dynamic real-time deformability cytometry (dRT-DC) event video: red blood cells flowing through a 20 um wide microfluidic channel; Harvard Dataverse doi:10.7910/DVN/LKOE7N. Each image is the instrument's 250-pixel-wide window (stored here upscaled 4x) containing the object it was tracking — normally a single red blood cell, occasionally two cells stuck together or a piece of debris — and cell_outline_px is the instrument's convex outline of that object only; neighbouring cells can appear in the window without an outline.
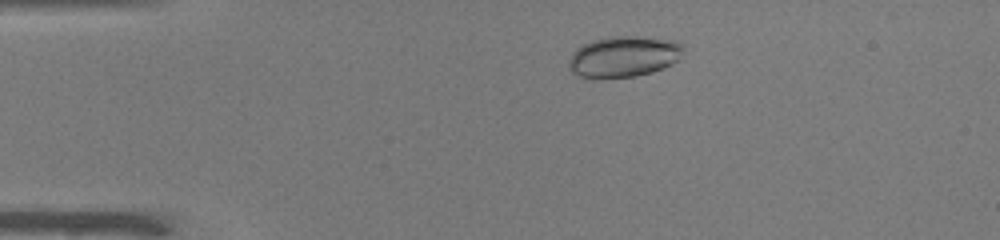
{"species": "common noctule bat (a hibernating species)", "species_latin": "Nyctalus noctula", "temperature_condition": "warm", "stored_images_in_passage": 49, "camera_frame_rate_fps": 3000, "um_per_image_px": 0.085, "animal": {"sex": "male", "body_mass_g": 19.0, "forearm_length_mm": 50.8}, "frame": {"image": 1, "passage_image": 8, "time_ms": 2.333, "image_size_px": [1000, 240], "cell_outline_px": [[684, 52], [672, 64], [664, 68], [652, 72], [636, 76], [576, 76], [568, 68], [568, 60], [572, 52], [580, 44], [592, 40], [608, 36], [640, 36], [676, 40], [684, 44]], "centroid_in_image_um": [53.03, 4.76], "position_along_channel_um": 32.0, "area_um2": 27.51}}
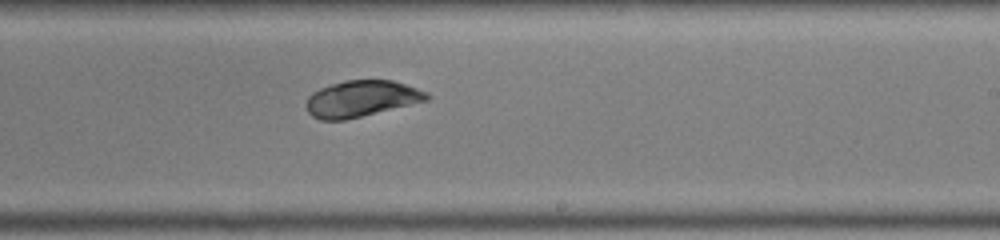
{"frame": {"image": 2, "passage_image": 29, "time_ms": 9.333, "image_size_px": [1000, 240], "cell_outline_px": [[432, 96], [428, 100], [344, 120], [320, 120], [312, 116], [308, 112], [304, 104], [308, 96], [312, 92], [320, 88], [344, 80], [392, 80], [428, 92]], "centroid_in_image_um": [30.68, 8.38], "position_along_channel_um": 258.3, "area_um2": 25.43}}
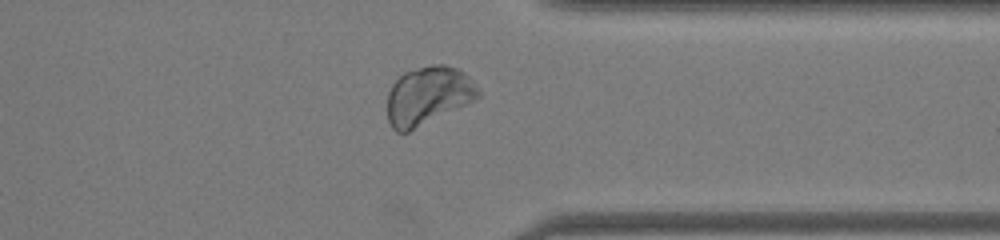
{"frame": {"image": 3, "passage_image": 38, "time_ms": 12.333, "image_size_px": [1000, 240], "cell_outline_px": [[480, 96], [408, 132], [396, 132], [392, 128], [388, 120], [388, 92], [392, 84], [404, 72], [432, 64], [444, 64], [456, 68], [464, 72], [468, 76], [480, 92]], "centroid_in_image_um": [36.35, 8.12], "position_along_channel_um": 375.1, "area_um2": 30.29}, "authors_computed_cell_mechanics": {"area_um2": 27.0504, "velocity_mm_per_s": 3.9755, "shape_relaxation_time_tau1_ms": 2.3529, "shape_relaxation_time_tau2_ms": 1.525, "deformation_change_tau1": 0.0585, "deformation_change_tau2": 0.0493}}